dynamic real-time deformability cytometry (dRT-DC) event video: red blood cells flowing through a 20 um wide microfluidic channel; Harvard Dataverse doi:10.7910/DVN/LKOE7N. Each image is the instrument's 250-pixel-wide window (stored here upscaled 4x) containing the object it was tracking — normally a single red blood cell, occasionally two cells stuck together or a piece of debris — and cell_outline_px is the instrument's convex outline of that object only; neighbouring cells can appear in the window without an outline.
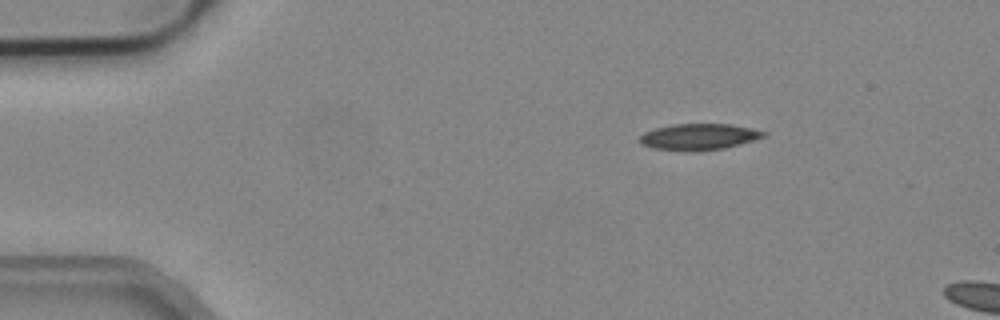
{"species": "common noctule bat (a hibernating species)", "species_latin": "Nyctalus noctula", "temperature_condition": "cold", "stored_images_in_passage": 4, "camera_frame_rate_fps": 3000, "um_per_image_px": 0.085, "animal": {"sex": "male", "body_mass_g": 19.2, "forearm_length_mm": 51.8}, "frame": {"image": 1, "passage_image": 4, "time_ms": 1.0, "image_size_px": [1000, 320], "cell_outline_px": [[768, 136], [724, 148], [688, 152], [652, 148], [640, 144], [640, 136], [644, 132], [656, 128], [672, 124], [732, 124], [752, 128], [768, 132]], "centroid_in_image_um": [59.42, 11.63], "position_along_channel_um": 25.6, "area_um2": 19.13}}